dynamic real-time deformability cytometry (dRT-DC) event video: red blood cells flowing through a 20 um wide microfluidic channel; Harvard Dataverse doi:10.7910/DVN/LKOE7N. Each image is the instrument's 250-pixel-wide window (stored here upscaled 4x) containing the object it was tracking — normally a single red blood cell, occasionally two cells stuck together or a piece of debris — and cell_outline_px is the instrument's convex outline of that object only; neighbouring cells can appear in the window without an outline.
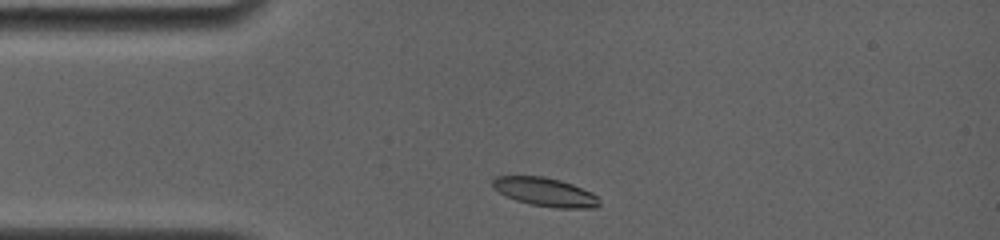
{"species": "common noctule bat (a hibernating species)", "species_latin": "Nyctalus noctula", "temperature_condition": "room temperature", "stored_images_in_passage": 6, "camera_frame_rate_fps": 4000, "um_per_image_px": 0.085, "animal": {"sex": "female", "body_mass_g": 19.0, "forearm_length_mm": 56.7}, "frame": {"image": 1, "passage_image": 1, "time_ms": 0.0, "image_size_px": [1000, 240], "cell_outline_px": [[600, 204], [596, 208], [556, 208], [532, 204], [516, 200], [492, 188], [492, 180], [496, 176], [544, 176], [560, 180], [572, 184], [592, 192], [596, 196]], "centroid_in_image_um": [46.34, 16.31], "position_along_channel_um": 38.7, "area_um2": 17.69}}
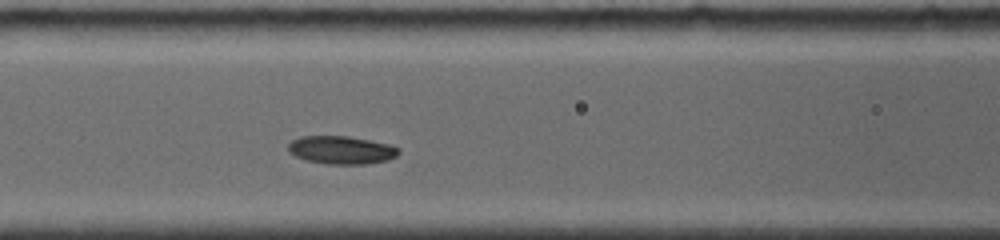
{"frame": {"image": 2, "passage_image": 5, "time_ms": 3.25, "image_size_px": [1000, 240], "cell_outline_px": [[400, 152], [396, 156], [388, 160], [368, 164], [328, 164], [304, 160], [288, 152], [288, 144], [292, 140], [300, 136], [348, 136], [392, 144], [400, 148]], "centroid_in_image_um": [29.04, 12.75], "position_along_channel_um": 137.6, "area_um2": 18.32}}
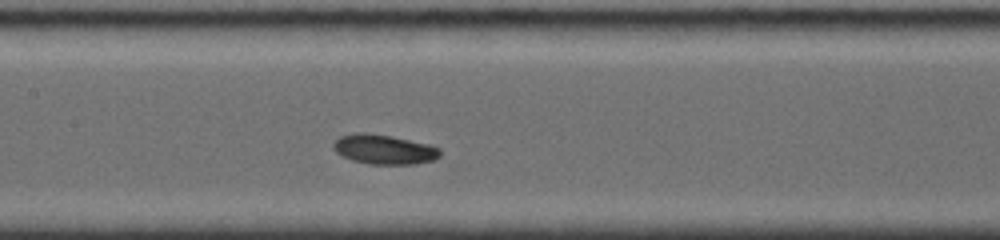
{"frame": {"image": 3, "passage_image": 6, "time_ms": 4.25, "image_size_px": [1000, 240], "cell_outline_px": [[440, 156], [432, 160], [416, 164], [368, 164], [352, 160], [336, 152], [332, 148], [332, 144], [340, 136], [356, 132], [364, 132], [392, 136], [428, 144], [440, 148]], "centroid_in_image_um": [32.63, 12.69], "position_along_channel_um": 174.8, "area_um2": 18.44}}